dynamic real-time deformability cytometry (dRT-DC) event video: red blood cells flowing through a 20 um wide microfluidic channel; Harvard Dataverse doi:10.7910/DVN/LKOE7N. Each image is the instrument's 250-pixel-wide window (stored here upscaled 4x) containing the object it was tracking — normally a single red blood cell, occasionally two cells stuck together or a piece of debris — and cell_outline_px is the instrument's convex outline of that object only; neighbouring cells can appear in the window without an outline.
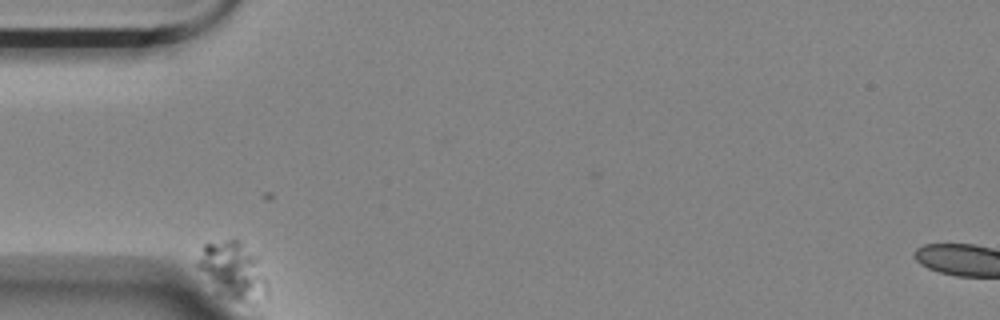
{"species": "Egyptian fruit bat (a non-hibernating species)", "species_latin": "Rousettus aegyptiacus", "temperature_condition": "room temperature", "stored_images_in_passage": 6, "camera_frame_rate_fps": 3000, "um_per_image_px": 0.085, "animal": {"sex": "female"}, "frame": {"image": 1, "passage_image": 1, "time_ms": 0.0, "image_size_px": [1000, 320], "cell_outline_px": [[268, 300], [252, 304], [244, 304], [232, 300], [216, 292], [196, 268], [196, 264], [204, 244], [228, 240], [240, 240], [256, 256], [268, 284]], "centroid_in_image_um": [19.84, 23.09], "position_along_channel_um": 65.2, "area_um2": 23.81}}
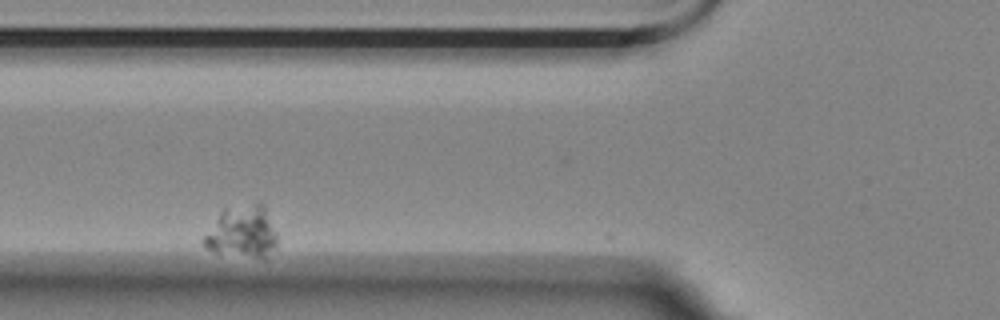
{"frame": {"image": 2, "passage_image": 3, "time_ms": 2.333, "image_size_px": [1000, 320], "cell_outline_px": [[276, 248], [264, 260], [216, 252], [208, 248], [204, 244], [204, 236], [220, 212], [224, 208], [256, 200], [260, 200], [264, 204], [276, 232]], "centroid_in_image_um": [20.65, 19.69], "position_along_channel_um": 105.2, "area_um2": 22.72}}
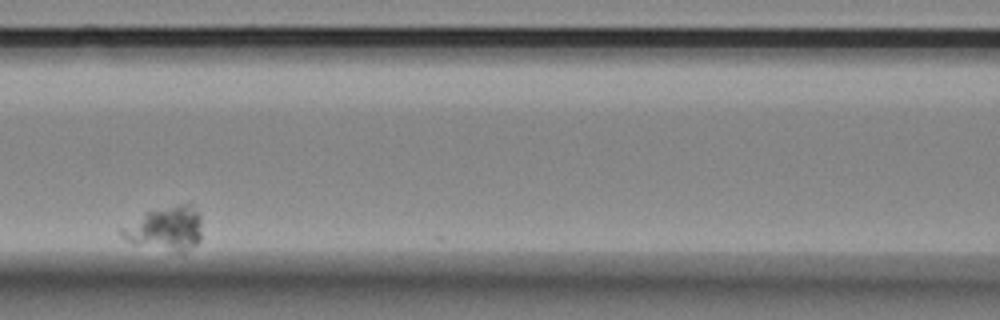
{"frame": {"image": 3, "passage_image": 5, "time_ms": 4.667, "image_size_px": [1000, 320], "cell_outline_px": [[200, 240], [184, 256], [132, 244], [120, 236], [120, 228], [148, 212], [176, 204], [192, 204], [200, 216]], "centroid_in_image_um": [14.09, 19.51], "position_along_channel_um": 152.5, "area_um2": 21.1}}